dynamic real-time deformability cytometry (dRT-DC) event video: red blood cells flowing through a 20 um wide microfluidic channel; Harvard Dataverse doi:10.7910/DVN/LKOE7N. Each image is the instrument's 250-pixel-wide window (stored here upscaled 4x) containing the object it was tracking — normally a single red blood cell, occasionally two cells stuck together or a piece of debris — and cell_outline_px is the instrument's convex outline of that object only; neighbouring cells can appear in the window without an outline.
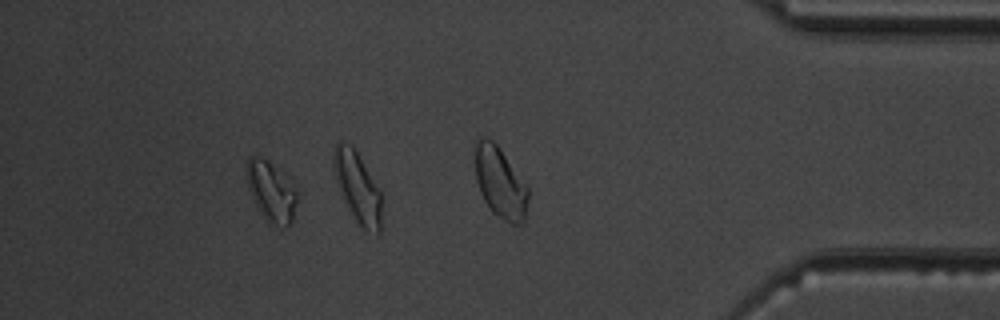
{"species": "common noctule bat (a hibernating species)", "species_latin": "Nyctalus noctula", "temperature_condition": "warm", "stored_images_in_passage": 35, "camera_frame_rate_fps": 3000, "um_per_image_px": 0.085, "animal": {"sex": "male", "body_mass_g": 19.5, "forearm_length_mm": 54.6}, "frame": {"image": 1, "passage_image": 30, "time_ms": 9.667, "image_size_px": [1000, 320], "cell_outline_px": [[296, 200], [292, 220], [288, 228], [284, 228], [264, 220], [248, 188], [244, 172], [244, 168], [248, 156], [260, 156], [268, 160], [296, 184]], "centroid_in_image_um": [23.03, 16.23], "position_along_channel_um": 412.2, "area_um2": 18.15}, "authors_computed_cell_mechanics": {"area_um2": 14.7968, "velocity_mm_per_s": 3.9274, "shape_relaxation_time_tau1_ms": null, "shape_relaxation_time_tau2_ms": 5.2272, "deformation_change_tau1": null, "deformation_change_tau2": 0.1658}}